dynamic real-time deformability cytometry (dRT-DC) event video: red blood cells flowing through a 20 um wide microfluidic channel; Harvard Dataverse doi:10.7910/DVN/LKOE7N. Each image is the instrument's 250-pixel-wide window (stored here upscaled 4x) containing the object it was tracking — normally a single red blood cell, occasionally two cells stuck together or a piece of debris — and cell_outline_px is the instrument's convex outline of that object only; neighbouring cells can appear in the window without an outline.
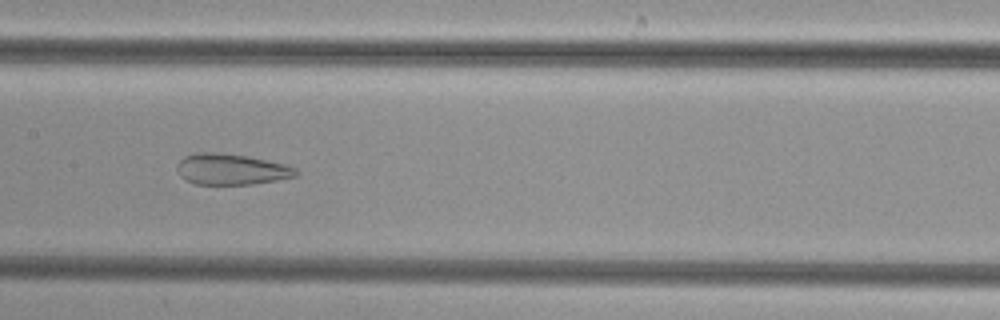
{"species": "common noctule bat (a hibernating species)", "species_latin": "Nyctalus noctula", "temperature_condition": "cold", "stored_images_in_passage": 38, "camera_frame_rate_fps": 3000, "um_per_image_px": 0.085, "animal": {"sex": "female", "body_mass_g": 29.2, "forearm_length_mm": 56.3}, "frame": {"image": 1, "passage_image": 26, "time_ms": 8.333, "image_size_px": [1000, 320], "cell_outline_px": [[296, 176], [276, 180], [252, 184], [196, 184], [180, 176], [176, 168], [176, 164], [184, 156], [196, 152], [220, 152], [248, 156], [288, 164], [296, 168]], "centroid_in_image_um": [19.64, 14.37], "position_along_channel_um": 187.8, "area_um2": 21.56}}
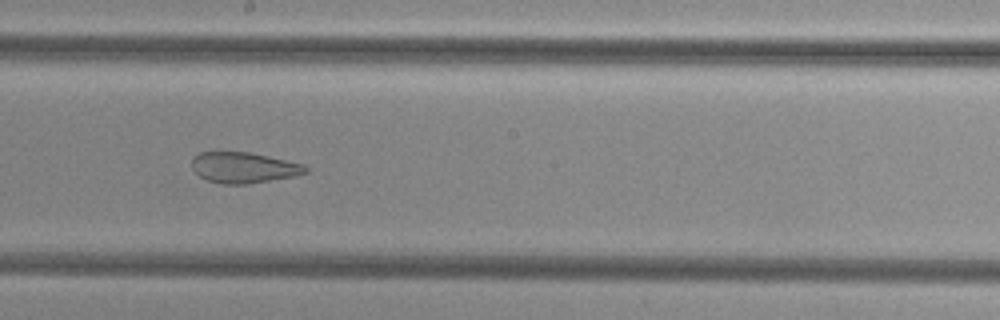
{"frame": {"image": 2, "passage_image": 29, "time_ms": 9.333, "image_size_px": [1000, 320], "cell_outline_px": [[308, 172], [296, 176], [248, 184], [220, 184], [208, 180], [200, 176], [192, 168], [192, 156], [200, 152], [248, 152], [268, 156], [304, 164], [308, 168]], "centroid_in_image_um": [20.72, 14.25], "position_along_channel_um": 227.5, "area_um2": 20.46}}
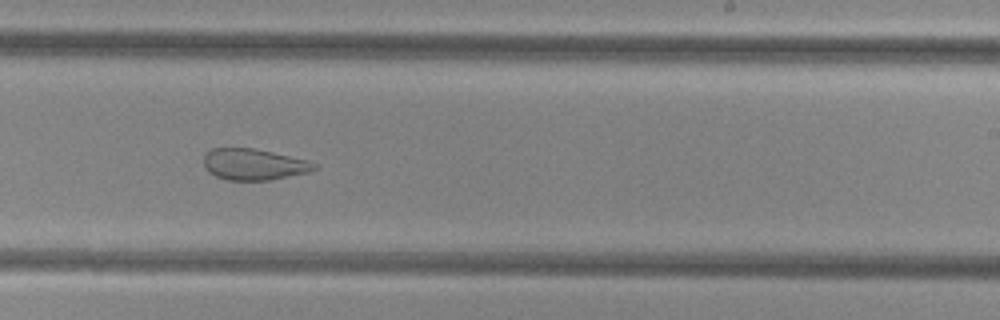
{"frame": {"image": 3, "passage_image": 32, "time_ms": 10.333, "image_size_px": [1000, 320], "cell_outline_px": [[320, 168], [308, 172], [272, 180], [228, 180], [216, 176], [208, 172], [204, 164], [204, 156], [212, 148], [252, 148], [272, 152], [308, 160], [320, 164]], "centroid_in_image_um": [21.63, 13.98], "position_along_channel_um": 267.4, "area_um2": 20.23}}